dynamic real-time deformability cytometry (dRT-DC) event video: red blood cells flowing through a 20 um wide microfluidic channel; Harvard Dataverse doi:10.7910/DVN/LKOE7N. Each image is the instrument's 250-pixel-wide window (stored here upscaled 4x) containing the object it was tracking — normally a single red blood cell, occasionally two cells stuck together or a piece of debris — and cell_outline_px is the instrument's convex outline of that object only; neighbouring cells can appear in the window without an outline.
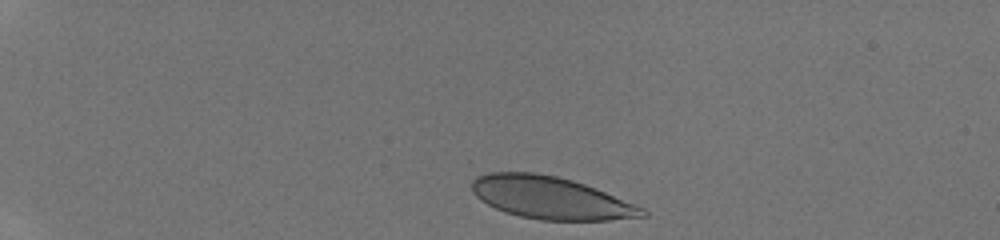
{"species": "human", "species_latin": "Homo sapiens", "temperature_condition": "room temperature", "stored_images_in_passage": 32, "camera_frame_rate_fps": 3000, "um_per_image_px": 0.085, "donor": {"sex": "male"}, "frame": {"image": 1, "passage_image": 1, "time_ms": 0.0, "image_size_px": [1000, 240], "cell_outline_px": [[648, 216], [608, 220], [540, 220], [520, 216], [504, 212], [480, 200], [472, 192], [472, 180], [476, 172], [532, 172], [556, 176], [572, 180], [596, 188], [644, 208], [648, 212]], "centroid_in_image_um": [46.76, 16.8], "position_along_channel_um": 38.2, "area_um2": 42.31}}
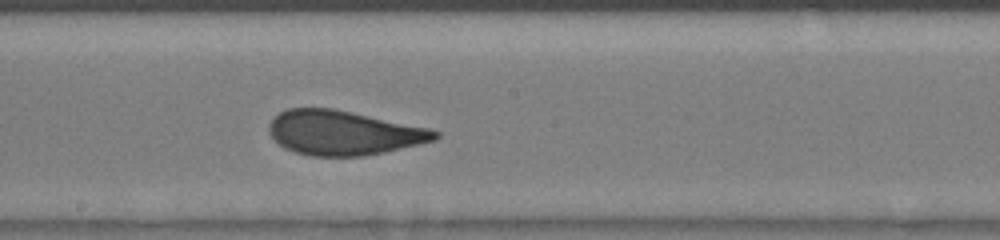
{"frame": {"image": 2, "passage_image": 18, "time_ms": 5.667, "image_size_px": [1000, 240], "cell_outline_px": [[440, 136], [436, 140], [384, 152], [364, 156], [308, 156], [292, 152], [284, 148], [268, 132], [268, 124], [280, 112], [288, 108], [332, 108], [432, 128], [440, 132]], "centroid_in_image_um": [29.21, 11.29], "position_along_channel_um": 219.0, "area_um2": 43.18}}
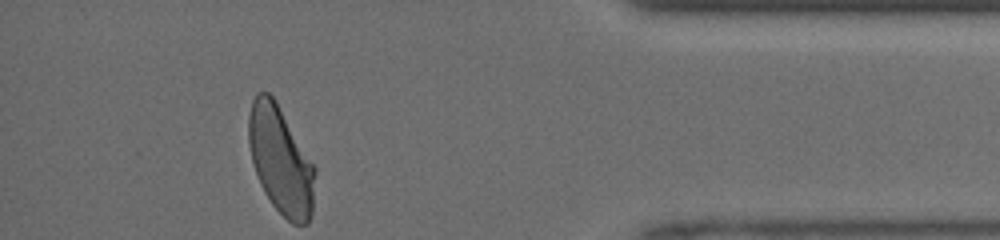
{"frame": {"image": 3, "passage_image": 32, "time_ms": 10.333, "image_size_px": [1000, 240], "cell_outline_px": [[316, 172], [312, 216], [308, 224], [292, 224], [272, 204], [264, 192], [260, 184], [252, 160], [248, 144], [248, 116], [252, 100], [256, 92], [268, 92], [276, 100], [316, 168]], "centroid_in_image_um": [23.86, 13.62], "position_along_channel_um": 411.3, "area_um2": 41.85}}